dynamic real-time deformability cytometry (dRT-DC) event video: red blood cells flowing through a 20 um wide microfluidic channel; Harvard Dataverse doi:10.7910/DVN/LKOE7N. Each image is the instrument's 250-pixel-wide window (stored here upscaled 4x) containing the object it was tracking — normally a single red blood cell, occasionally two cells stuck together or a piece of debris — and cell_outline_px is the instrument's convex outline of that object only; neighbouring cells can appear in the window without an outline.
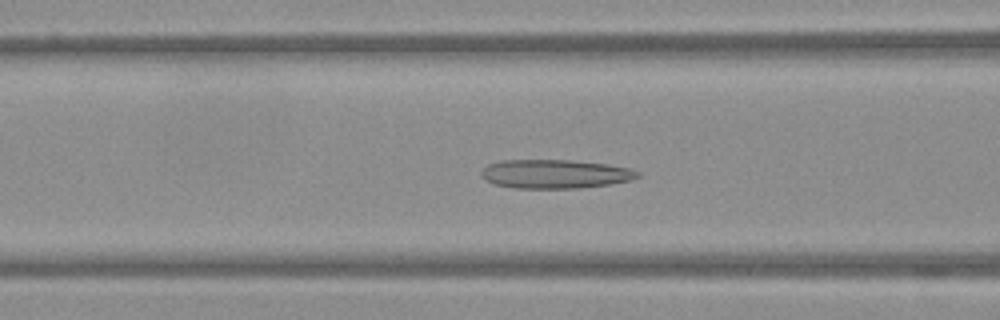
{"species": "Egyptian fruit bat (a non-hibernating species)", "species_latin": "Rousettus aegyptiacus", "temperature_condition": "warm", "stored_images_in_passage": 53, "camera_frame_rate_fps": 3000, "um_per_image_px": 0.085, "frame": {"image": 1, "passage_image": 21, "time_ms": 6.667, "image_size_px": [1000, 320], "cell_outline_px": [[640, 176], [632, 180], [608, 184], [576, 188], [516, 188], [496, 184], [480, 176], [480, 172], [488, 164], [500, 160], [572, 160], [608, 164], [632, 168], [640, 172]], "centroid_in_image_um": [47.21, 14.77], "position_along_channel_um": 119.4, "area_um2": 26.3}}
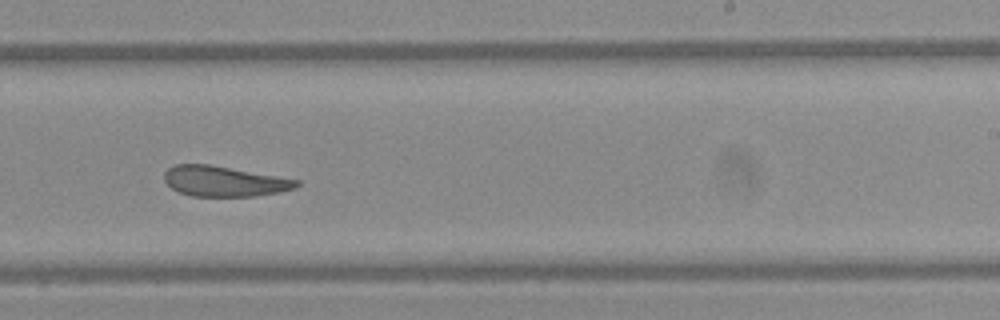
{"frame": {"image": 2, "passage_image": 33, "time_ms": 10.667, "image_size_px": [1000, 320], "cell_outline_px": [[300, 184], [296, 188], [280, 192], [256, 196], [192, 196], [180, 192], [172, 188], [164, 180], [164, 172], [168, 168], [176, 164], [212, 164], [300, 180]], "centroid_in_image_um": [19.08, 15.4], "position_along_channel_um": 269.9, "area_um2": 23.52}}
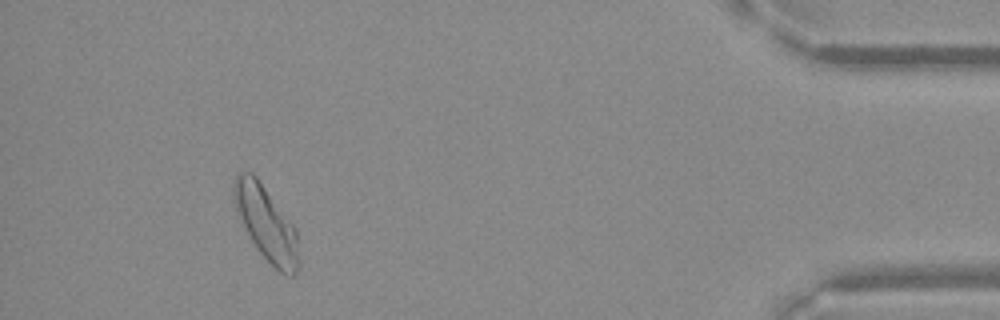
{"frame": {"image": 3, "passage_image": 49, "time_ms": 16.0, "image_size_px": [1000, 320], "cell_outline_px": [[300, 268], [292, 276], [288, 276], [280, 272], [260, 252], [252, 240], [232, 200], [232, 188], [236, 176], [240, 172], [252, 172], [256, 176], [296, 228], [300, 260]], "centroid_in_image_um": [22.66, 18.99], "position_along_channel_um": 412.5, "area_um2": 27.74}}